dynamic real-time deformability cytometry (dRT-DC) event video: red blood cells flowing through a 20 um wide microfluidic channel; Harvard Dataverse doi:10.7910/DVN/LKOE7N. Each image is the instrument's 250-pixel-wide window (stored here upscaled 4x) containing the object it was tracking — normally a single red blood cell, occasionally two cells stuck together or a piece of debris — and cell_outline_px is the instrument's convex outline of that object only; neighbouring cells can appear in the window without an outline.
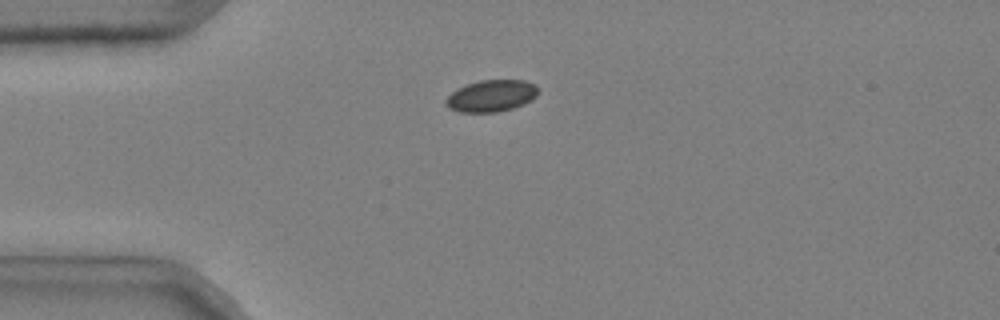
{"species": "common noctule bat (a hibernating species)", "species_latin": "Nyctalus noctula", "temperature_condition": "cold", "stored_images_in_passage": 35, "camera_frame_rate_fps": 3000, "um_per_image_px": 0.085, "animal": {"sex": "male", "body_mass_g": 20.4}, "frame": {"image": 1, "passage_image": 1, "time_ms": 0.0, "image_size_px": [1000, 320], "cell_outline_px": [[536, 96], [524, 104], [512, 108], [496, 112], [460, 112], [448, 108], [444, 104], [444, 100], [452, 92], [468, 84], [480, 80], [524, 80], [532, 84], [536, 88]], "centroid_in_image_um": [41.71, 8.16], "position_along_channel_um": 43.3, "area_um2": 16.82}}
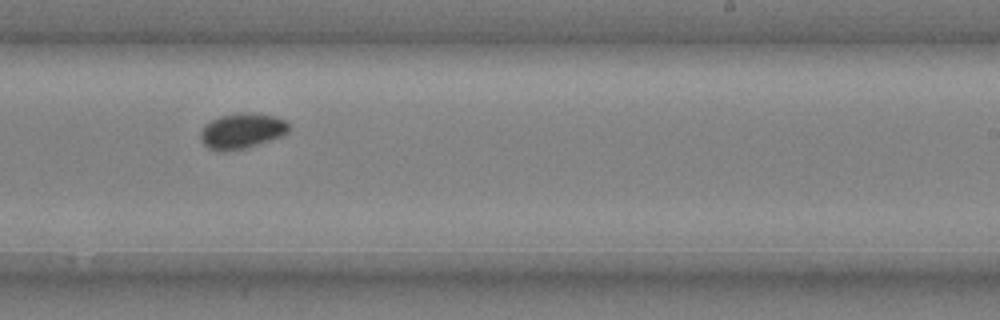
{"frame": {"image": 2, "passage_image": 21, "time_ms": 6.667, "image_size_px": [1000, 320], "cell_outline_px": [[288, 132], [280, 136], [244, 148], [208, 148], [204, 144], [200, 136], [200, 132], [204, 124], [220, 116], [244, 112], [248, 112], [276, 116], [284, 120], [288, 124]], "centroid_in_image_um": [20.56, 11.07], "position_along_channel_um": 268.4, "area_um2": 17.46}}
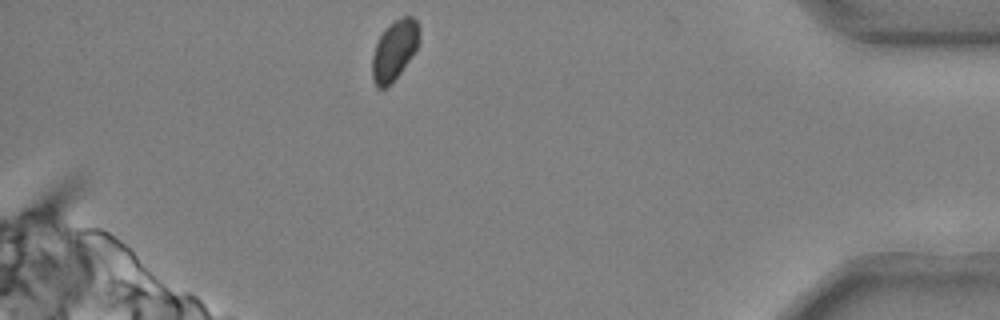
{"frame": {"image": 3, "passage_image": 35, "time_ms": 11.333, "image_size_px": [1000, 320], "cell_outline_px": [[420, 32], [416, 48], [400, 72], [384, 88], [376, 88], [372, 80], [372, 56], [376, 44], [380, 36], [388, 24], [392, 20], [404, 16], [412, 16], [416, 20], [420, 28]], "centroid_in_image_um": [33.5, 4.22], "position_along_channel_um": 401.7, "area_um2": 16.18}}